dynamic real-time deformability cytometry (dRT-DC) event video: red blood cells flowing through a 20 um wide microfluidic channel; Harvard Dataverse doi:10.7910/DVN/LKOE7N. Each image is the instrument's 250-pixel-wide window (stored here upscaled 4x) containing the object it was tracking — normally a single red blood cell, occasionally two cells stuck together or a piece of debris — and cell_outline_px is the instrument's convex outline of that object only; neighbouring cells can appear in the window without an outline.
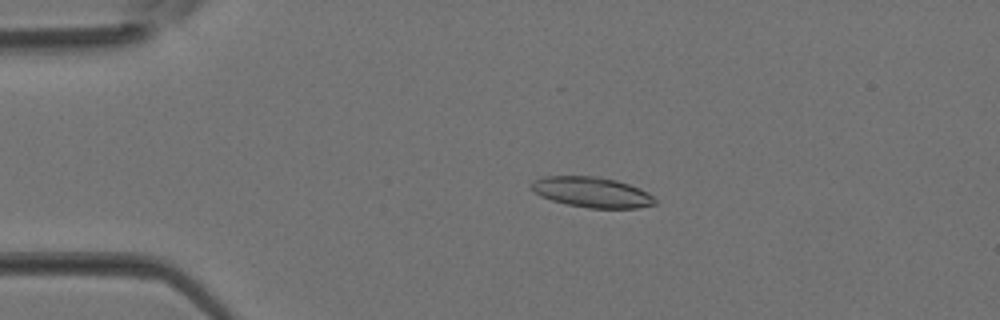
{"species": "Egyptian fruit bat (a non-hibernating species)", "species_latin": "Rousettus aegyptiacus", "temperature_condition": "room temperature", "stored_images_in_passage": 34, "camera_frame_rate_fps": 3000, "um_per_image_px": 0.085, "animal": {"sex": "female"}, "frame": {"image": 1, "passage_image": 4, "time_ms": 1.0, "image_size_px": [1000, 320], "cell_outline_px": [[656, 204], [640, 208], [588, 208], [568, 204], [552, 200], [540, 196], [532, 188], [532, 184], [536, 180], [544, 176], [596, 176], [616, 180], [640, 188], [648, 192], [656, 200]], "centroid_in_image_um": [50.36, 16.34], "position_along_channel_um": 34.6, "area_um2": 21.73}}
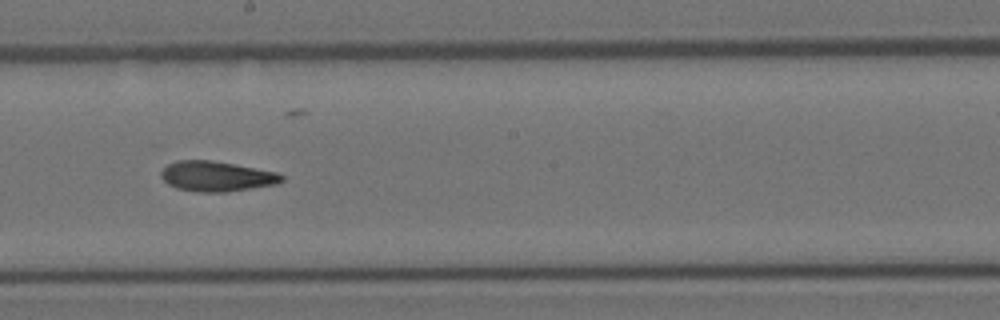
{"frame": {"image": 2, "passage_image": 17, "time_ms": 5.333, "image_size_px": [1000, 320], "cell_outline_px": [[284, 180], [280, 184], [224, 192], [196, 192], [176, 188], [168, 184], [160, 176], [160, 172], [168, 164], [176, 160], [208, 160], [232, 164], [276, 172], [284, 176]], "centroid_in_image_um": [18.4, 15.0], "position_along_channel_um": 229.8, "area_um2": 21.15}}
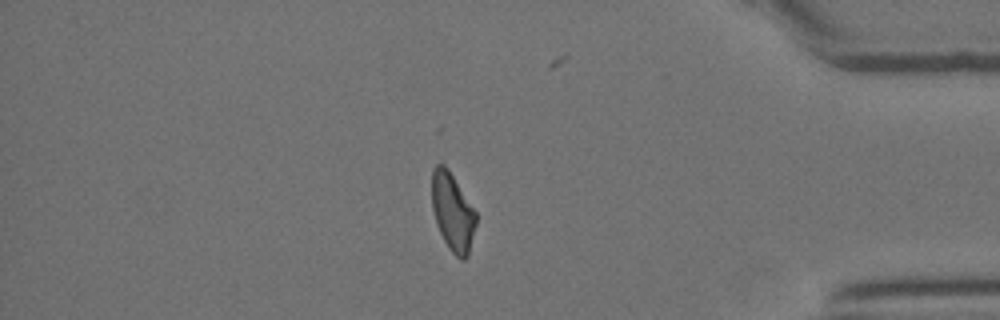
{"frame": {"image": 3, "passage_image": 28, "time_ms": 9.0, "image_size_px": [1000, 320], "cell_outline_px": [[476, 224], [468, 256], [464, 260], [460, 260], [448, 248], [436, 224], [432, 208], [432, 168], [436, 164], [444, 164], [448, 168], [476, 212]], "centroid_in_image_um": [38.46, 18.02], "position_along_channel_um": 396.7, "area_um2": 20.06}}